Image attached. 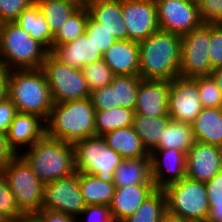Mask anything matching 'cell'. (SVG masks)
<instances>
[{"label": "cell", "instance_id": "cell-50", "mask_svg": "<svg viewBox=\"0 0 222 222\" xmlns=\"http://www.w3.org/2000/svg\"><path fill=\"white\" fill-rule=\"evenodd\" d=\"M210 76L214 79L216 85L218 86V89L222 93V67L212 70Z\"/></svg>", "mask_w": 222, "mask_h": 222}, {"label": "cell", "instance_id": "cell-41", "mask_svg": "<svg viewBox=\"0 0 222 222\" xmlns=\"http://www.w3.org/2000/svg\"><path fill=\"white\" fill-rule=\"evenodd\" d=\"M203 23L222 24V0H196Z\"/></svg>", "mask_w": 222, "mask_h": 222}, {"label": "cell", "instance_id": "cell-7", "mask_svg": "<svg viewBox=\"0 0 222 222\" xmlns=\"http://www.w3.org/2000/svg\"><path fill=\"white\" fill-rule=\"evenodd\" d=\"M76 172L96 175L113 182L114 171L123 158L106 145L102 136H92L73 143Z\"/></svg>", "mask_w": 222, "mask_h": 222}, {"label": "cell", "instance_id": "cell-17", "mask_svg": "<svg viewBox=\"0 0 222 222\" xmlns=\"http://www.w3.org/2000/svg\"><path fill=\"white\" fill-rule=\"evenodd\" d=\"M152 177L157 189L186 177V153L176 149H155L151 154Z\"/></svg>", "mask_w": 222, "mask_h": 222}, {"label": "cell", "instance_id": "cell-30", "mask_svg": "<svg viewBox=\"0 0 222 222\" xmlns=\"http://www.w3.org/2000/svg\"><path fill=\"white\" fill-rule=\"evenodd\" d=\"M194 142L191 124L171 119L156 149H176L187 153Z\"/></svg>", "mask_w": 222, "mask_h": 222}, {"label": "cell", "instance_id": "cell-2", "mask_svg": "<svg viewBox=\"0 0 222 222\" xmlns=\"http://www.w3.org/2000/svg\"><path fill=\"white\" fill-rule=\"evenodd\" d=\"M45 123L46 136L72 144L96 136L95 108L90 97L54 103Z\"/></svg>", "mask_w": 222, "mask_h": 222}, {"label": "cell", "instance_id": "cell-21", "mask_svg": "<svg viewBox=\"0 0 222 222\" xmlns=\"http://www.w3.org/2000/svg\"><path fill=\"white\" fill-rule=\"evenodd\" d=\"M155 184H138L116 187L109 204L114 222H121L134 214L139 206L156 190Z\"/></svg>", "mask_w": 222, "mask_h": 222}, {"label": "cell", "instance_id": "cell-33", "mask_svg": "<svg viewBox=\"0 0 222 222\" xmlns=\"http://www.w3.org/2000/svg\"><path fill=\"white\" fill-rule=\"evenodd\" d=\"M140 76H114L110 85L113 90L114 108L123 107L135 109Z\"/></svg>", "mask_w": 222, "mask_h": 222}, {"label": "cell", "instance_id": "cell-25", "mask_svg": "<svg viewBox=\"0 0 222 222\" xmlns=\"http://www.w3.org/2000/svg\"><path fill=\"white\" fill-rule=\"evenodd\" d=\"M102 137L106 145L123 159H137L149 155L133 126L107 132Z\"/></svg>", "mask_w": 222, "mask_h": 222}, {"label": "cell", "instance_id": "cell-46", "mask_svg": "<svg viewBox=\"0 0 222 222\" xmlns=\"http://www.w3.org/2000/svg\"><path fill=\"white\" fill-rule=\"evenodd\" d=\"M16 156L7 142L6 134L0 132V171Z\"/></svg>", "mask_w": 222, "mask_h": 222}, {"label": "cell", "instance_id": "cell-28", "mask_svg": "<svg viewBox=\"0 0 222 222\" xmlns=\"http://www.w3.org/2000/svg\"><path fill=\"white\" fill-rule=\"evenodd\" d=\"M170 117H147L144 115L134 114L133 127L135 133L140 137L143 146L151 154L160 142L164 130Z\"/></svg>", "mask_w": 222, "mask_h": 222}, {"label": "cell", "instance_id": "cell-10", "mask_svg": "<svg viewBox=\"0 0 222 222\" xmlns=\"http://www.w3.org/2000/svg\"><path fill=\"white\" fill-rule=\"evenodd\" d=\"M210 24L181 36L180 76H209L212 72L209 62Z\"/></svg>", "mask_w": 222, "mask_h": 222}, {"label": "cell", "instance_id": "cell-23", "mask_svg": "<svg viewBox=\"0 0 222 222\" xmlns=\"http://www.w3.org/2000/svg\"><path fill=\"white\" fill-rule=\"evenodd\" d=\"M115 187L154 184L151 155L137 159H123L114 171Z\"/></svg>", "mask_w": 222, "mask_h": 222}, {"label": "cell", "instance_id": "cell-24", "mask_svg": "<svg viewBox=\"0 0 222 222\" xmlns=\"http://www.w3.org/2000/svg\"><path fill=\"white\" fill-rule=\"evenodd\" d=\"M191 126L195 142L222 148V108H203Z\"/></svg>", "mask_w": 222, "mask_h": 222}, {"label": "cell", "instance_id": "cell-9", "mask_svg": "<svg viewBox=\"0 0 222 222\" xmlns=\"http://www.w3.org/2000/svg\"><path fill=\"white\" fill-rule=\"evenodd\" d=\"M41 70L49 85L53 104L90 97V91L81 69L63 63L49 52Z\"/></svg>", "mask_w": 222, "mask_h": 222}, {"label": "cell", "instance_id": "cell-40", "mask_svg": "<svg viewBox=\"0 0 222 222\" xmlns=\"http://www.w3.org/2000/svg\"><path fill=\"white\" fill-rule=\"evenodd\" d=\"M209 62L212 70L222 67V24H210Z\"/></svg>", "mask_w": 222, "mask_h": 222}, {"label": "cell", "instance_id": "cell-4", "mask_svg": "<svg viewBox=\"0 0 222 222\" xmlns=\"http://www.w3.org/2000/svg\"><path fill=\"white\" fill-rule=\"evenodd\" d=\"M7 96L18 112L35 114L47 120L53 102L41 69L9 70Z\"/></svg>", "mask_w": 222, "mask_h": 222}, {"label": "cell", "instance_id": "cell-31", "mask_svg": "<svg viewBox=\"0 0 222 222\" xmlns=\"http://www.w3.org/2000/svg\"><path fill=\"white\" fill-rule=\"evenodd\" d=\"M134 111L128 108L117 107L107 111H95L96 136L133 126Z\"/></svg>", "mask_w": 222, "mask_h": 222}, {"label": "cell", "instance_id": "cell-48", "mask_svg": "<svg viewBox=\"0 0 222 222\" xmlns=\"http://www.w3.org/2000/svg\"><path fill=\"white\" fill-rule=\"evenodd\" d=\"M9 70L0 63V100L7 96Z\"/></svg>", "mask_w": 222, "mask_h": 222}, {"label": "cell", "instance_id": "cell-44", "mask_svg": "<svg viewBox=\"0 0 222 222\" xmlns=\"http://www.w3.org/2000/svg\"><path fill=\"white\" fill-rule=\"evenodd\" d=\"M95 111H107L114 108V97L111 85L96 89L90 93Z\"/></svg>", "mask_w": 222, "mask_h": 222}, {"label": "cell", "instance_id": "cell-14", "mask_svg": "<svg viewBox=\"0 0 222 222\" xmlns=\"http://www.w3.org/2000/svg\"><path fill=\"white\" fill-rule=\"evenodd\" d=\"M128 39L141 42L159 30L155 0H122Z\"/></svg>", "mask_w": 222, "mask_h": 222}, {"label": "cell", "instance_id": "cell-43", "mask_svg": "<svg viewBox=\"0 0 222 222\" xmlns=\"http://www.w3.org/2000/svg\"><path fill=\"white\" fill-rule=\"evenodd\" d=\"M77 219L81 222H114L109 206L98 204L86 205Z\"/></svg>", "mask_w": 222, "mask_h": 222}, {"label": "cell", "instance_id": "cell-51", "mask_svg": "<svg viewBox=\"0 0 222 222\" xmlns=\"http://www.w3.org/2000/svg\"><path fill=\"white\" fill-rule=\"evenodd\" d=\"M160 222H191L189 220L183 219L182 217L173 215L169 212H166Z\"/></svg>", "mask_w": 222, "mask_h": 222}, {"label": "cell", "instance_id": "cell-6", "mask_svg": "<svg viewBox=\"0 0 222 222\" xmlns=\"http://www.w3.org/2000/svg\"><path fill=\"white\" fill-rule=\"evenodd\" d=\"M162 190L167 212L191 222H206L210 207L205 182L185 177Z\"/></svg>", "mask_w": 222, "mask_h": 222}, {"label": "cell", "instance_id": "cell-18", "mask_svg": "<svg viewBox=\"0 0 222 222\" xmlns=\"http://www.w3.org/2000/svg\"><path fill=\"white\" fill-rule=\"evenodd\" d=\"M46 135V123L35 114L18 112L6 134L10 148L19 155Z\"/></svg>", "mask_w": 222, "mask_h": 222}, {"label": "cell", "instance_id": "cell-12", "mask_svg": "<svg viewBox=\"0 0 222 222\" xmlns=\"http://www.w3.org/2000/svg\"><path fill=\"white\" fill-rule=\"evenodd\" d=\"M159 28L183 36L203 24L196 0H155Z\"/></svg>", "mask_w": 222, "mask_h": 222}, {"label": "cell", "instance_id": "cell-37", "mask_svg": "<svg viewBox=\"0 0 222 222\" xmlns=\"http://www.w3.org/2000/svg\"><path fill=\"white\" fill-rule=\"evenodd\" d=\"M0 214L7 222H16L24 213L20 210L6 179L0 171Z\"/></svg>", "mask_w": 222, "mask_h": 222}, {"label": "cell", "instance_id": "cell-13", "mask_svg": "<svg viewBox=\"0 0 222 222\" xmlns=\"http://www.w3.org/2000/svg\"><path fill=\"white\" fill-rule=\"evenodd\" d=\"M202 109L198 77L177 76L170 81L168 115L172 120L191 124Z\"/></svg>", "mask_w": 222, "mask_h": 222}, {"label": "cell", "instance_id": "cell-3", "mask_svg": "<svg viewBox=\"0 0 222 222\" xmlns=\"http://www.w3.org/2000/svg\"><path fill=\"white\" fill-rule=\"evenodd\" d=\"M44 183L76 173L73 144L44 136L19 154Z\"/></svg>", "mask_w": 222, "mask_h": 222}, {"label": "cell", "instance_id": "cell-29", "mask_svg": "<svg viewBox=\"0 0 222 222\" xmlns=\"http://www.w3.org/2000/svg\"><path fill=\"white\" fill-rule=\"evenodd\" d=\"M84 3V0H48L38 4L54 36L65 21Z\"/></svg>", "mask_w": 222, "mask_h": 222}, {"label": "cell", "instance_id": "cell-53", "mask_svg": "<svg viewBox=\"0 0 222 222\" xmlns=\"http://www.w3.org/2000/svg\"><path fill=\"white\" fill-rule=\"evenodd\" d=\"M0 222H7L0 214Z\"/></svg>", "mask_w": 222, "mask_h": 222}, {"label": "cell", "instance_id": "cell-49", "mask_svg": "<svg viewBox=\"0 0 222 222\" xmlns=\"http://www.w3.org/2000/svg\"><path fill=\"white\" fill-rule=\"evenodd\" d=\"M16 222H45L37 213H24Z\"/></svg>", "mask_w": 222, "mask_h": 222}, {"label": "cell", "instance_id": "cell-45", "mask_svg": "<svg viewBox=\"0 0 222 222\" xmlns=\"http://www.w3.org/2000/svg\"><path fill=\"white\" fill-rule=\"evenodd\" d=\"M18 113L12 100L6 96L0 100V132L7 134L9 127Z\"/></svg>", "mask_w": 222, "mask_h": 222}, {"label": "cell", "instance_id": "cell-36", "mask_svg": "<svg viewBox=\"0 0 222 222\" xmlns=\"http://www.w3.org/2000/svg\"><path fill=\"white\" fill-rule=\"evenodd\" d=\"M209 202V215L206 222H222V171L205 182Z\"/></svg>", "mask_w": 222, "mask_h": 222}, {"label": "cell", "instance_id": "cell-38", "mask_svg": "<svg viewBox=\"0 0 222 222\" xmlns=\"http://www.w3.org/2000/svg\"><path fill=\"white\" fill-rule=\"evenodd\" d=\"M198 89L203 108H222V93L210 75L198 76Z\"/></svg>", "mask_w": 222, "mask_h": 222}, {"label": "cell", "instance_id": "cell-54", "mask_svg": "<svg viewBox=\"0 0 222 222\" xmlns=\"http://www.w3.org/2000/svg\"><path fill=\"white\" fill-rule=\"evenodd\" d=\"M73 222H81V221L75 218Z\"/></svg>", "mask_w": 222, "mask_h": 222}, {"label": "cell", "instance_id": "cell-47", "mask_svg": "<svg viewBox=\"0 0 222 222\" xmlns=\"http://www.w3.org/2000/svg\"><path fill=\"white\" fill-rule=\"evenodd\" d=\"M37 214L45 221V222H73L75 217L65 214L62 212H57L53 210H44L41 209Z\"/></svg>", "mask_w": 222, "mask_h": 222}, {"label": "cell", "instance_id": "cell-52", "mask_svg": "<svg viewBox=\"0 0 222 222\" xmlns=\"http://www.w3.org/2000/svg\"><path fill=\"white\" fill-rule=\"evenodd\" d=\"M33 4H40L42 2L48 1V0H31Z\"/></svg>", "mask_w": 222, "mask_h": 222}, {"label": "cell", "instance_id": "cell-39", "mask_svg": "<svg viewBox=\"0 0 222 222\" xmlns=\"http://www.w3.org/2000/svg\"><path fill=\"white\" fill-rule=\"evenodd\" d=\"M85 33L96 47L99 48L102 54L117 41L112 33L102 28V25L95 22L90 16L87 21Z\"/></svg>", "mask_w": 222, "mask_h": 222}, {"label": "cell", "instance_id": "cell-20", "mask_svg": "<svg viewBox=\"0 0 222 222\" xmlns=\"http://www.w3.org/2000/svg\"><path fill=\"white\" fill-rule=\"evenodd\" d=\"M89 16L116 40H127L126 23L122 15V0H84Z\"/></svg>", "mask_w": 222, "mask_h": 222}, {"label": "cell", "instance_id": "cell-11", "mask_svg": "<svg viewBox=\"0 0 222 222\" xmlns=\"http://www.w3.org/2000/svg\"><path fill=\"white\" fill-rule=\"evenodd\" d=\"M86 208L79 187V172L44 184L41 209L53 210L78 218Z\"/></svg>", "mask_w": 222, "mask_h": 222}, {"label": "cell", "instance_id": "cell-16", "mask_svg": "<svg viewBox=\"0 0 222 222\" xmlns=\"http://www.w3.org/2000/svg\"><path fill=\"white\" fill-rule=\"evenodd\" d=\"M170 81L142 79L137 93L134 114L147 117H169Z\"/></svg>", "mask_w": 222, "mask_h": 222}, {"label": "cell", "instance_id": "cell-8", "mask_svg": "<svg viewBox=\"0 0 222 222\" xmlns=\"http://www.w3.org/2000/svg\"><path fill=\"white\" fill-rule=\"evenodd\" d=\"M1 173L23 213H37L41 210L44 183L20 155H16Z\"/></svg>", "mask_w": 222, "mask_h": 222}, {"label": "cell", "instance_id": "cell-27", "mask_svg": "<svg viewBox=\"0 0 222 222\" xmlns=\"http://www.w3.org/2000/svg\"><path fill=\"white\" fill-rule=\"evenodd\" d=\"M79 187L86 205L109 206L115 191L113 182H106L96 175L79 172Z\"/></svg>", "mask_w": 222, "mask_h": 222}, {"label": "cell", "instance_id": "cell-42", "mask_svg": "<svg viewBox=\"0 0 222 222\" xmlns=\"http://www.w3.org/2000/svg\"><path fill=\"white\" fill-rule=\"evenodd\" d=\"M32 4L31 0H0V23L14 22Z\"/></svg>", "mask_w": 222, "mask_h": 222}, {"label": "cell", "instance_id": "cell-34", "mask_svg": "<svg viewBox=\"0 0 222 222\" xmlns=\"http://www.w3.org/2000/svg\"><path fill=\"white\" fill-rule=\"evenodd\" d=\"M89 12L83 3L53 36L52 50L59 45L74 41L85 33Z\"/></svg>", "mask_w": 222, "mask_h": 222}, {"label": "cell", "instance_id": "cell-26", "mask_svg": "<svg viewBox=\"0 0 222 222\" xmlns=\"http://www.w3.org/2000/svg\"><path fill=\"white\" fill-rule=\"evenodd\" d=\"M34 40L40 42L49 52L52 51L53 35L38 4H31L25 8L15 21Z\"/></svg>", "mask_w": 222, "mask_h": 222}, {"label": "cell", "instance_id": "cell-5", "mask_svg": "<svg viewBox=\"0 0 222 222\" xmlns=\"http://www.w3.org/2000/svg\"><path fill=\"white\" fill-rule=\"evenodd\" d=\"M48 53L15 21L0 24V63L8 70L41 69Z\"/></svg>", "mask_w": 222, "mask_h": 222}, {"label": "cell", "instance_id": "cell-15", "mask_svg": "<svg viewBox=\"0 0 222 222\" xmlns=\"http://www.w3.org/2000/svg\"><path fill=\"white\" fill-rule=\"evenodd\" d=\"M222 171V148L194 142L186 153V177L206 182Z\"/></svg>", "mask_w": 222, "mask_h": 222}, {"label": "cell", "instance_id": "cell-35", "mask_svg": "<svg viewBox=\"0 0 222 222\" xmlns=\"http://www.w3.org/2000/svg\"><path fill=\"white\" fill-rule=\"evenodd\" d=\"M81 71L85 77L90 92L110 85L115 76L103 59L85 65L81 68Z\"/></svg>", "mask_w": 222, "mask_h": 222}, {"label": "cell", "instance_id": "cell-1", "mask_svg": "<svg viewBox=\"0 0 222 222\" xmlns=\"http://www.w3.org/2000/svg\"><path fill=\"white\" fill-rule=\"evenodd\" d=\"M181 50L180 35L157 30L139 42V76L168 81L180 76Z\"/></svg>", "mask_w": 222, "mask_h": 222}, {"label": "cell", "instance_id": "cell-22", "mask_svg": "<svg viewBox=\"0 0 222 222\" xmlns=\"http://www.w3.org/2000/svg\"><path fill=\"white\" fill-rule=\"evenodd\" d=\"M51 53L63 63L79 69L103 57L99 48L86 33L72 42L56 46Z\"/></svg>", "mask_w": 222, "mask_h": 222}, {"label": "cell", "instance_id": "cell-32", "mask_svg": "<svg viewBox=\"0 0 222 222\" xmlns=\"http://www.w3.org/2000/svg\"><path fill=\"white\" fill-rule=\"evenodd\" d=\"M166 212L165 193L162 189H156L134 214L121 222H160Z\"/></svg>", "mask_w": 222, "mask_h": 222}, {"label": "cell", "instance_id": "cell-19", "mask_svg": "<svg viewBox=\"0 0 222 222\" xmlns=\"http://www.w3.org/2000/svg\"><path fill=\"white\" fill-rule=\"evenodd\" d=\"M102 59L115 76H139L138 42L117 40L103 53Z\"/></svg>", "mask_w": 222, "mask_h": 222}]
</instances>
